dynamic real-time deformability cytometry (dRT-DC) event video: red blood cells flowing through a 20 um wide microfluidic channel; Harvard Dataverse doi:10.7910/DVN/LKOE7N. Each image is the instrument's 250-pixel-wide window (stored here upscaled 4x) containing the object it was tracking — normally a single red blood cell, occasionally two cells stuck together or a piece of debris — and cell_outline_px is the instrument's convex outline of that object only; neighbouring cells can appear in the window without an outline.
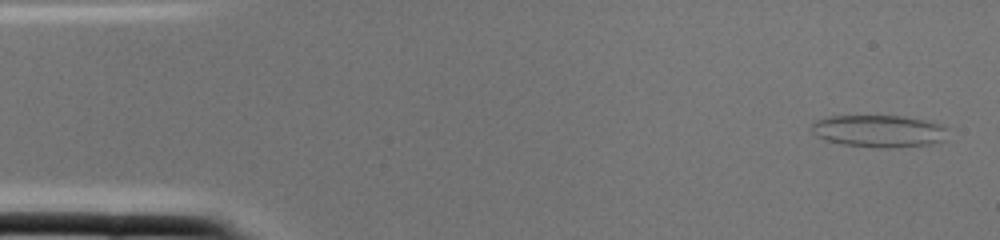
{"species": "common noctule bat (a hibernating species)", "species_latin": "Nyctalus noctula", "temperature_condition": "cold", "stored_images_in_passage": 2, "camera_frame_rate_fps": 3000, "um_per_image_px": 0.085, "animal": {"sex": "female", "body_mass_g": 22.0, "forearm_length_mm": 56.7}, "frame": {"image": 1, "passage_image": 1, "time_ms": 0.0, "image_size_px": [1000, 240], "cell_outline_px": [[948, 128], [944, 140], [932, 144], [892, 148], [876, 148], [844, 144], [824, 140], [816, 136], [812, 132], [812, 124], [816, 120], [832, 116], [904, 116], [944, 124]], "centroid_in_image_um": [74.74, 11.15], "position_along_channel_um": 10.3, "area_um2": 25.78}}
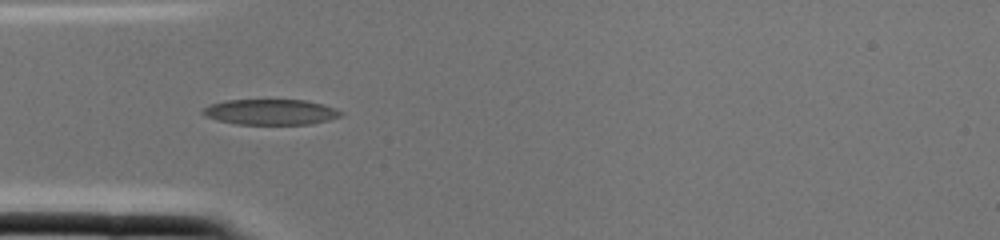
{"frame": {"image": 2, "passage_image": 2, "time_ms": 0.333, "image_size_px": [1000, 240], "cell_outline_px": [[344, 112], [340, 116], [328, 120], [312, 124], [236, 124], [216, 120], [204, 116], [200, 112], [208, 104], [224, 100], [308, 100], [336, 108]], "centroid_in_image_um": [22.97, 9.51], "position_along_channel_um": 62.0, "area_um2": 20.75}}